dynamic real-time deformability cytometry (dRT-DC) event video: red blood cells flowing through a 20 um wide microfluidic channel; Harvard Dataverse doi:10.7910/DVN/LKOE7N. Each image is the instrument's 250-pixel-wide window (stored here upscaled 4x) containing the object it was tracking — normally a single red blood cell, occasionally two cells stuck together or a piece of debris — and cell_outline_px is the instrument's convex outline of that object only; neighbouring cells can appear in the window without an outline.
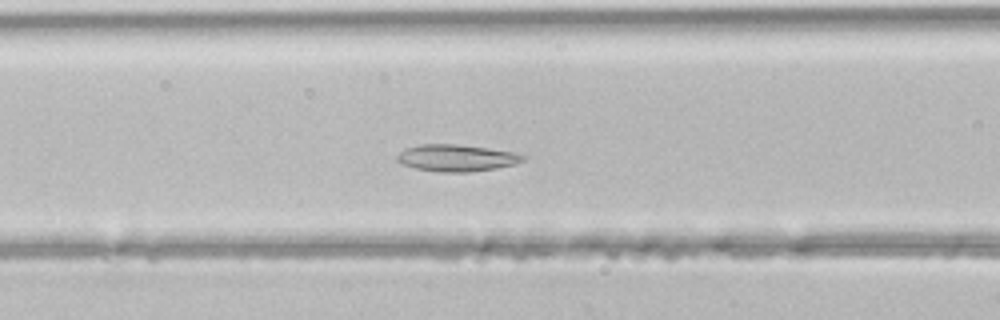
{"species": "common noctule bat (a hibernating species)", "species_latin": "Nyctalus noctula", "temperature_condition": "room temperature", "stored_images_in_passage": 48, "camera_frame_rate_fps": 3000, "um_per_image_px": 0.085, "animal": {"sex": "male", "body_mass_g": 21.5, "forearm_length_mm": 52.0}, "frame": {"image": 1, "passage_image": 19, "time_ms": 6.0, "image_size_px": [1000, 320], "cell_outline_px": [[528, 156], [524, 160], [516, 164], [496, 168], [468, 172], [440, 172], [416, 168], [404, 164], [396, 160], [396, 156], [404, 148], [420, 144], [456, 144], [488, 148], [512, 152]], "centroid_in_image_um": [38.81, 13.42], "position_along_channel_um": 127.8, "area_um2": 19.65}}
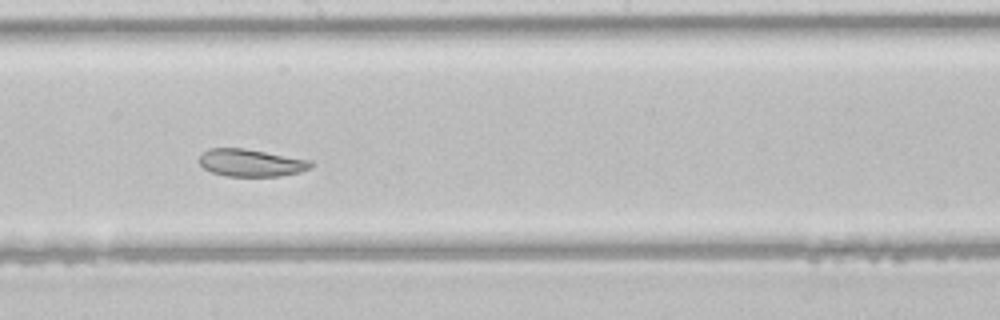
{"frame": {"image": 2, "passage_image": 26, "time_ms": 8.333, "image_size_px": [1000, 320], "cell_outline_px": [[312, 168], [300, 172], [280, 176], [224, 176], [212, 172], [204, 168], [200, 164], [200, 156], [208, 148], [244, 148], [312, 160]], "centroid_in_image_um": [21.36, 13.84], "position_along_channel_um": 226.8, "area_um2": 17.86}}
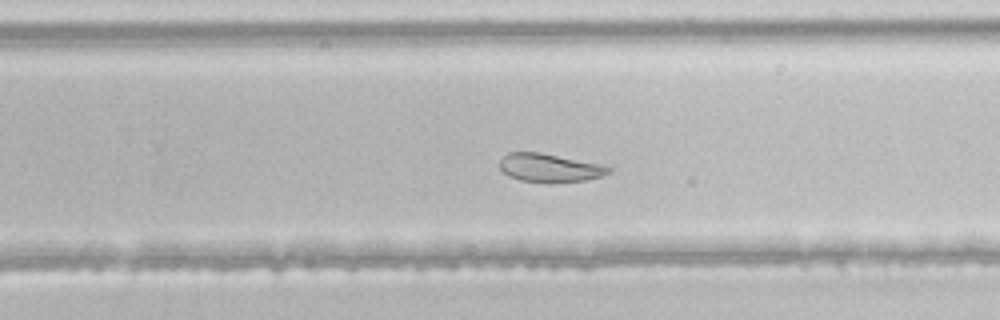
{"frame": {"image": 3, "passage_image": 30, "time_ms": 9.667, "image_size_px": [1000, 320], "cell_outline_px": [[612, 168], [608, 172], [600, 176], [584, 180], [520, 180], [508, 176], [500, 168], [500, 160], [508, 152], [540, 152], [604, 164]], "centroid_in_image_um": [46.7, 14.21], "position_along_channel_um": 283.1, "area_um2": 17.34}}